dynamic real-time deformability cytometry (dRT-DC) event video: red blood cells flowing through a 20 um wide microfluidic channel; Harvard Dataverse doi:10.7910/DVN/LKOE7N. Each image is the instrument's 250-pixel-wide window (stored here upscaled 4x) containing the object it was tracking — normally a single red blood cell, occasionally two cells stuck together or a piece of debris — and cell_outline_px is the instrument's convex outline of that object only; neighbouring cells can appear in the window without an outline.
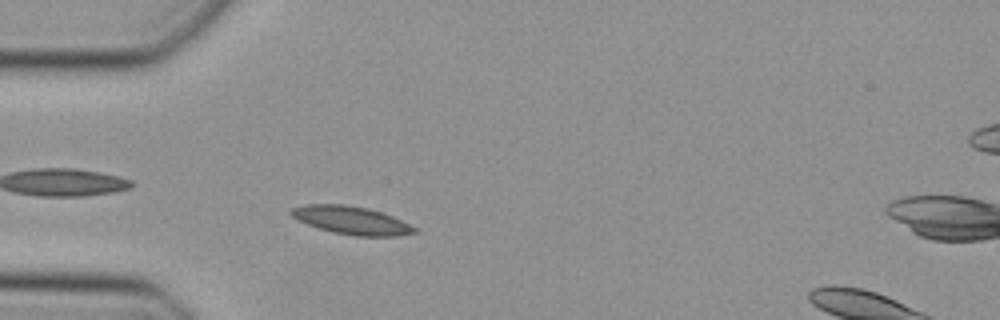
{"species": "Egyptian fruit bat (a non-hibernating species)", "species_latin": "Rousettus aegyptiacus", "temperature_condition": "cold", "stored_images_in_passage": 23, "camera_frame_rate_fps": 3000, "um_per_image_px": 0.085, "animal": {"sex": "female"}, "frame": {"image": 1, "passage_image": 8, "time_ms": 2.333, "image_size_px": [1000, 320], "cell_outline_px": [[420, 232], [396, 236], [352, 236], [332, 232], [308, 224], [292, 216], [288, 212], [292, 208], [304, 204], [344, 204], [368, 208], [392, 216], [416, 228]], "centroid_in_image_um": [29.87, 18.73], "position_along_channel_um": 55.1, "area_um2": 20.06}}
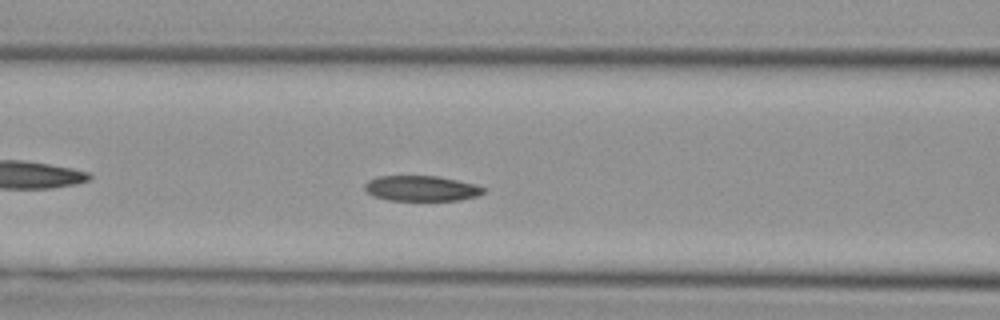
{"frame": {"image": 2, "passage_image": 14, "time_ms": 4.333, "image_size_px": [1000, 320], "cell_outline_px": [[488, 188], [480, 196], [460, 200], [388, 200], [372, 196], [364, 188], [364, 184], [368, 180], [376, 176], [436, 176], [476, 184]], "centroid_in_image_um": [35.84, 16.01], "position_along_channel_um": 130.8, "area_um2": 17.74}}
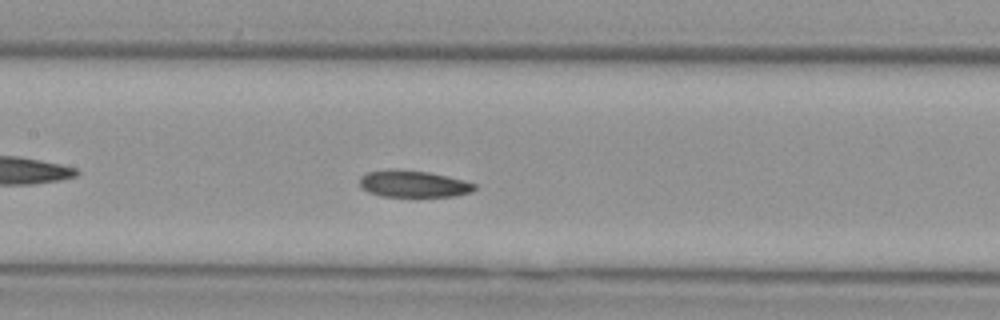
{"frame": {"image": 3, "passage_image": 17, "time_ms": 5.333, "image_size_px": [1000, 320], "cell_outline_px": [[476, 188], [472, 192], [456, 196], [380, 196], [368, 192], [360, 184], [360, 176], [368, 172], [428, 172], [464, 180], [476, 184]], "centroid_in_image_um": [35.22, 15.68], "position_along_channel_um": 172.2, "area_um2": 17.05}}